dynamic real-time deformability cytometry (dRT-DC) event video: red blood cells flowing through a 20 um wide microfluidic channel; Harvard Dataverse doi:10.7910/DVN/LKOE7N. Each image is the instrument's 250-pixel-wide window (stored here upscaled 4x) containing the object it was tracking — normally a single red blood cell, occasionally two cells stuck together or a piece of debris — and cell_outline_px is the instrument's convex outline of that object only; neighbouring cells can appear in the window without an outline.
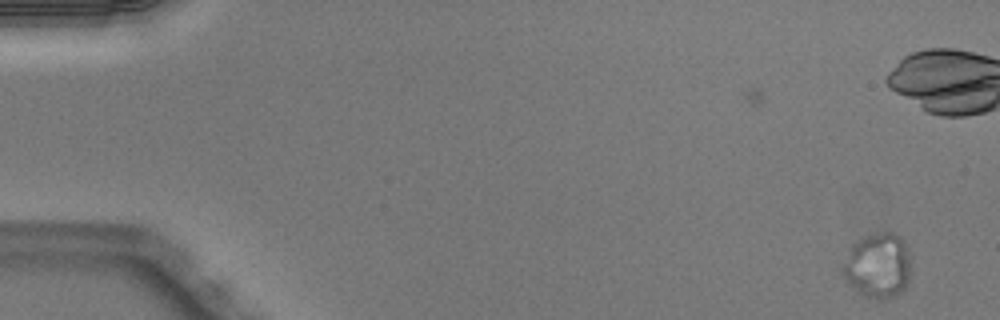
{"species": "Egyptian fruit bat (a non-hibernating species)", "species_latin": "Rousettus aegyptiacus", "temperature_condition": "warm", "stored_images_in_passage": 36, "camera_frame_rate_fps": 3000, "um_per_image_px": 0.085, "animal": {"sex": "male"}, "frame": {"image": 1, "passage_image": 1, "time_ms": 0.0, "image_size_px": [1000, 320], "cell_outline_px": [[908, 284], [900, 292], [884, 300], [876, 300], [864, 296], [848, 284], [840, 272], [840, 264], [848, 248], [856, 240], [864, 236], [876, 232], [896, 232], [904, 240], [908, 252]], "centroid_in_image_um": [74.53, 22.55], "position_along_channel_um": 10.5, "area_um2": 26.41}}
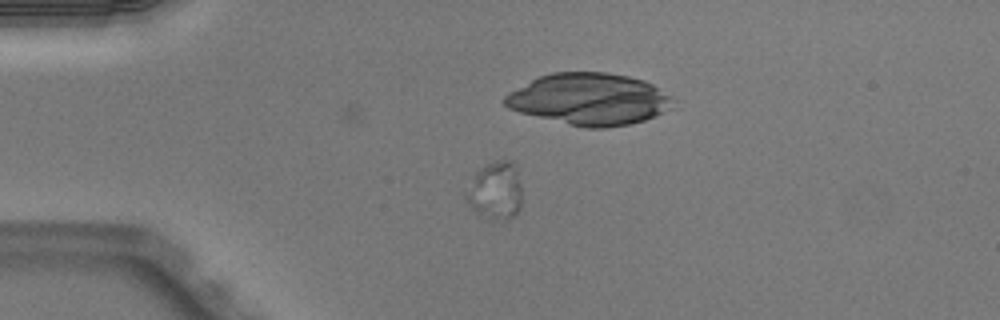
{"frame": {"image": 2, "passage_image": 13, "time_ms": 4.0, "image_size_px": [1000, 320], "cell_outline_px": [[520, 208], [512, 216], [488, 220], [476, 212], [468, 204], [464, 196], [464, 192], [476, 172], [480, 168], [492, 160], [512, 160], [516, 168], [520, 184]], "centroid_in_image_um": [42.06, 16.17], "position_along_channel_um": 42.9, "area_um2": 18.73}}